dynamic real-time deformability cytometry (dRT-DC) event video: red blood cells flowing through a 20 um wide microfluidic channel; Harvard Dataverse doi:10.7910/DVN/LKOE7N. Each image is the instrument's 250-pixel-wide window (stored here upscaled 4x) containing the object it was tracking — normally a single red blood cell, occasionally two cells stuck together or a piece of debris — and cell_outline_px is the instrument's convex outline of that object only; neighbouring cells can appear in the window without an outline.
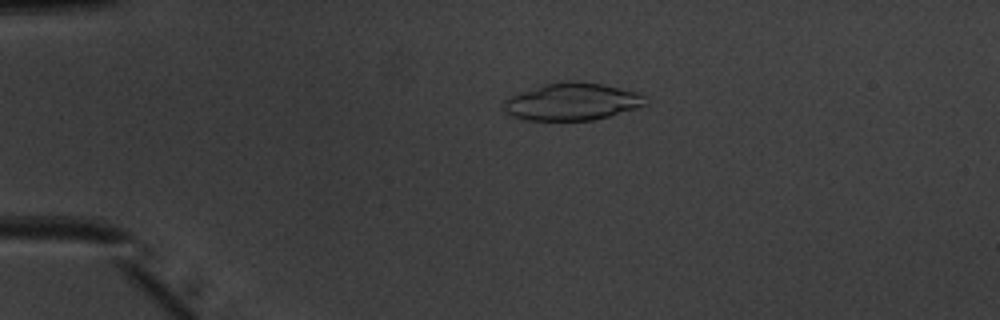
{"species": "common noctule bat (a hibernating species)", "species_latin": "Nyctalus noctula", "temperature_condition": "warm", "stored_images_in_passage": 51, "camera_frame_rate_fps": 3000, "um_per_image_px": 0.085, "animal": {"sex": "male", "body_mass_g": 20.1, "forearm_length_mm": 53.5}, "frame": {"image": 1, "passage_image": 12, "time_ms": 3.667, "image_size_px": [1000, 320], "cell_outline_px": [[648, 104], [636, 108], [608, 116], [592, 120], [524, 120], [512, 116], [504, 112], [504, 100], [508, 96], [544, 84], [568, 80], [572, 80], [600, 84], [620, 88], [636, 92], [644, 96]], "centroid_in_image_um": [48.58, 8.64], "position_along_channel_um": 36.4, "area_um2": 30.75}}
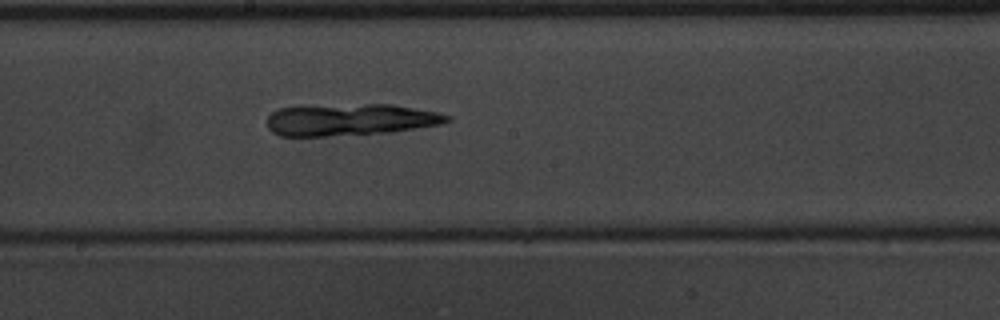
{"frame": {"image": 2, "passage_image": 29, "time_ms": 9.333, "image_size_px": [1000, 320], "cell_outline_px": [[452, 120], [440, 124], [392, 132], [328, 136], [280, 136], [272, 132], [268, 128], [268, 116], [276, 108], [296, 104], [392, 104], [436, 112], [452, 116]], "centroid_in_image_um": [29.68, 10.15], "position_along_channel_um": 218.5, "area_um2": 34.16}}
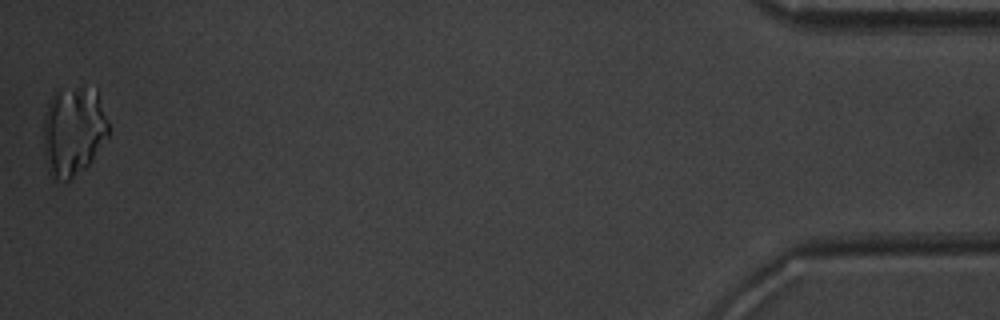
{"frame": {"image": 3, "passage_image": 51, "time_ms": 16.667, "image_size_px": [1000, 320], "cell_outline_px": [[108, 136], [92, 160], [84, 168], [68, 180], [52, 180], [48, 172], [44, 152], [44, 120], [52, 96], [56, 92], [80, 84], [96, 88], [108, 120]], "centroid_in_image_um": [6.25, 11.11], "position_along_channel_um": 428.9, "area_um2": 34.1}}